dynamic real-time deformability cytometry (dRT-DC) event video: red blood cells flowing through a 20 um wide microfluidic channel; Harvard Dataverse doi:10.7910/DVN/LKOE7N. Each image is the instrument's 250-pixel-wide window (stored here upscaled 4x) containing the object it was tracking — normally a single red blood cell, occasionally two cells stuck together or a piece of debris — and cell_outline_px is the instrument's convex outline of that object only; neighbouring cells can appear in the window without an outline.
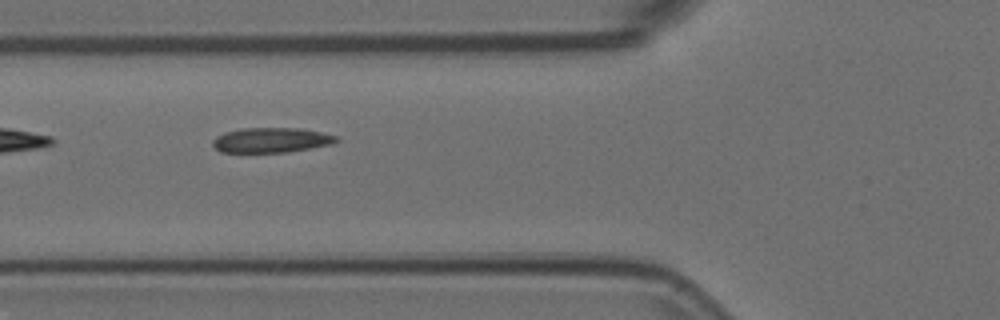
{"species": "Egyptian fruit bat (a non-hibernating species)", "species_latin": "Rousettus aegyptiacus", "temperature_condition": "room temperature", "stored_images_in_passage": 8, "segment_of_instrument_passage": [2, 2], "camera_frame_rate_fps": 3000, "um_per_image_px": 0.085, "animal": {"sex": "female"}, "frame": {"image": 1, "passage_image": 7, "time_ms": 2.0, "image_size_px": [1000, 320], "cell_outline_px": [[340, 140], [332, 144], [288, 152], [220, 152], [212, 144], [212, 140], [216, 136], [224, 132], [244, 128], [300, 128], [320, 132], [336, 136]], "centroid_in_image_um": [23.04, 11.91], "position_along_channel_um": 102.8, "area_um2": 17.92}}
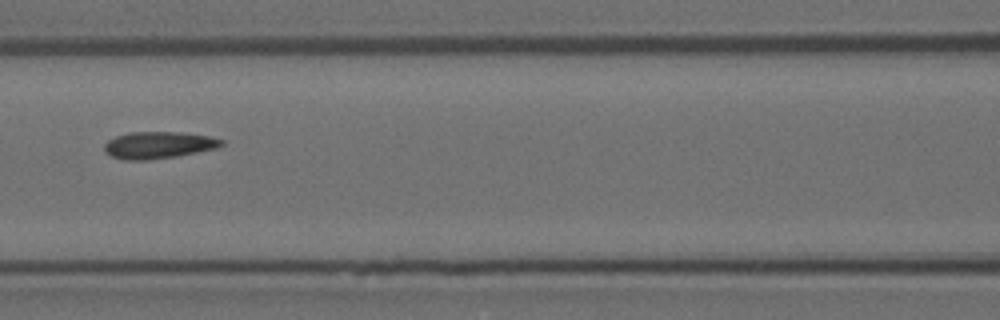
{"frame": {"image": 2, "passage_image": 8, "time_ms": 2.333, "image_size_px": [1000, 320], "cell_outline_px": [[224, 144], [216, 148], [176, 156], [148, 160], [124, 160], [112, 156], [104, 152], [104, 144], [108, 140], [116, 136], [128, 132], [180, 132], [208, 136], [224, 140]], "centroid_in_image_um": [13.44, 12.33], "position_along_channel_um": 153.2, "area_um2": 18.32}}